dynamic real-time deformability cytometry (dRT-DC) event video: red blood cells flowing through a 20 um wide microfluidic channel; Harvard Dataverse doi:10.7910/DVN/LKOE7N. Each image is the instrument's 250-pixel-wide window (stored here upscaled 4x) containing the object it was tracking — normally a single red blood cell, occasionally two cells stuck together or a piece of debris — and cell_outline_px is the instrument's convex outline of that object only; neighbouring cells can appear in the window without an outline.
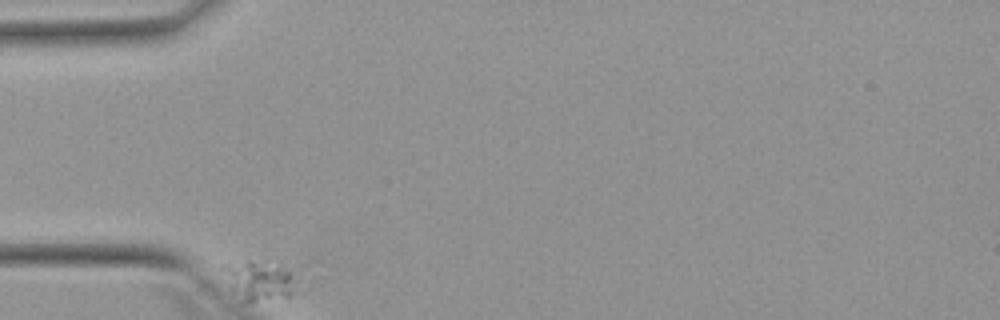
{"species": "Egyptian fruit bat (a non-hibernating species)", "species_latin": "Rousettus aegyptiacus", "temperature_condition": "warm", "stored_images_in_passage": 3, "camera_frame_rate_fps": 3000, "um_per_image_px": 0.085, "animal": {"sex": "female"}, "frame": {"image": 1, "passage_image": 1, "time_ms": 0.0, "image_size_px": [1000, 320], "cell_outline_px": [[304, 292], [292, 296], [248, 304], [244, 304], [232, 292], [224, 268], [224, 264], [248, 260], [264, 260], [292, 272]], "centroid_in_image_um": [22.16, 23.91], "position_along_channel_um": 62.8, "area_um2": 17.92}}